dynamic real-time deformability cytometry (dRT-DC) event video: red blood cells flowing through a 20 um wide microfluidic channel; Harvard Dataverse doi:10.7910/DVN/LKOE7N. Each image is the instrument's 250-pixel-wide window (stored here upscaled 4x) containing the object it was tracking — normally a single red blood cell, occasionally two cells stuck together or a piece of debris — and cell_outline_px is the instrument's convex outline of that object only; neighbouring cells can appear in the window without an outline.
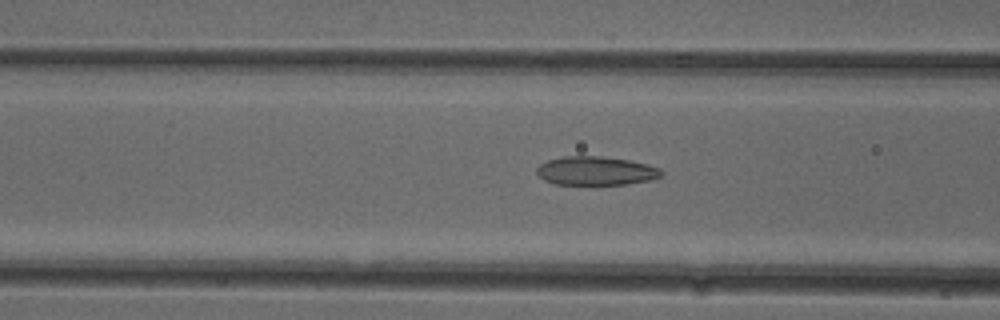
{"species": "common noctule bat (a hibernating species)", "species_latin": "Nyctalus noctula", "temperature_condition": "cold", "stored_images_in_passage": 52, "camera_frame_rate_fps": 3000, "um_per_image_px": 0.085, "animal": {"sex": "female"}, "frame": {"image": 1, "passage_image": 20, "time_ms": 6.333, "image_size_px": [1000, 320], "cell_outline_px": [[664, 172], [660, 176], [652, 180], [628, 184], [556, 184], [544, 180], [536, 172], [536, 168], [540, 164], [548, 160], [564, 156], [600, 156], [628, 160], [648, 164], [660, 168]], "centroid_in_image_um": [50.67, 14.52], "position_along_channel_um": 115.9, "area_um2": 20.87}}
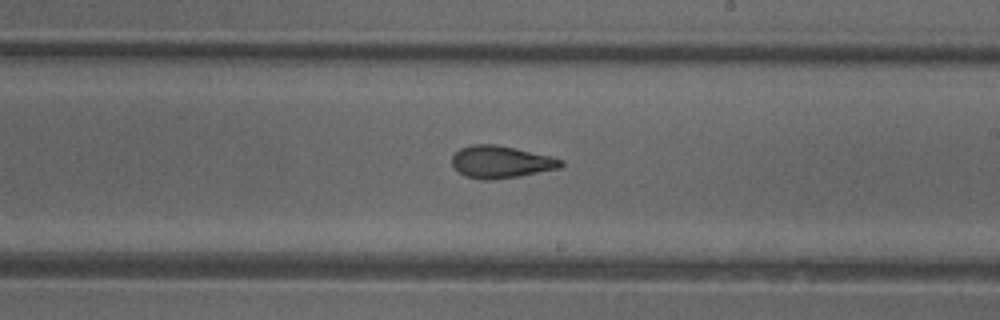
{"frame": {"image": 2, "passage_image": 30, "time_ms": 9.667, "image_size_px": [1000, 320], "cell_outline_px": [[564, 164], [560, 168], [520, 176], [492, 180], [480, 180], [464, 176], [452, 164], [452, 156], [460, 148], [472, 144], [496, 144], [516, 148], [552, 156], [564, 160]], "centroid_in_image_um": [42.6, 13.76], "position_along_channel_um": 246.4, "area_um2": 20.69}}
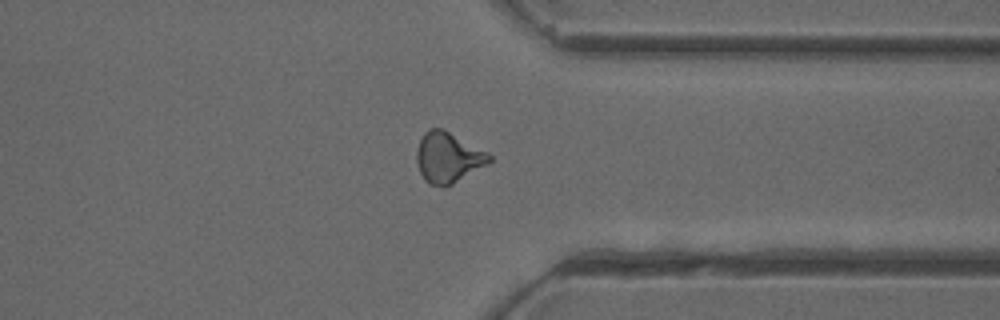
{"frame": {"image": 3, "passage_image": 40, "time_ms": 13.0, "image_size_px": [1000, 320], "cell_outline_px": [[492, 160], [488, 164], [452, 184], [444, 188], [428, 184], [424, 180], [420, 172], [416, 160], [416, 152], [420, 140], [424, 132], [428, 128], [444, 128], [488, 152], [492, 156]], "centroid_in_image_um": [38.08, 13.38], "position_along_channel_um": 373.3, "area_um2": 21.68}, "authors_computed_cell_mechanics": {"area_um2": 20.6924, "velocity_mm_per_s": 3.9021, "shape_relaxation_time_tau1_ms": 9.1798, "shape_relaxation_time_tau2_ms": 1.8065, "deformation_change_tau1": 0.2086, "deformation_change_tau2": 0.0936}}